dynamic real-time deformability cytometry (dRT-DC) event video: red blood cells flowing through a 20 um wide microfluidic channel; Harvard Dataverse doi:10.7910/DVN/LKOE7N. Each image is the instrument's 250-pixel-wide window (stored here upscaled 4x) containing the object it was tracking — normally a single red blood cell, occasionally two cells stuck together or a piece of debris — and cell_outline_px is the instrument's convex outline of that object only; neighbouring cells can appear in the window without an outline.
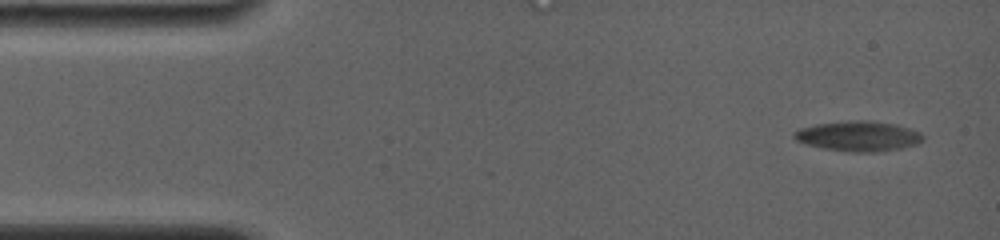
{"species": "common noctule bat (a hibernating species)", "species_latin": "Nyctalus noctula", "temperature_condition": "room temperature", "stored_images_in_passage": 6, "camera_frame_rate_fps": 4000, "um_per_image_px": 0.085, "animal": {"sex": "female", "body_mass_g": 19.0, "forearm_length_mm": 56.7}, "frame": {"image": 1, "passage_image": 1, "time_ms": 0.0, "image_size_px": [1000, 240], "cell_outline_px": [[924, 140], [916, 144], [900, 148], [876, 152], [852, 152], [824, 148], [808, 144], [796, 140], [792, 136], [792, 132], [800, 128], [816, 124], [848, 120], [864, 120], [896, 124], [920, 132], [924, 136]], "centroid_in_image_um": [72.95, 11.56], "position_along_channel_um": 12.0, "area_um2": 22.54}}
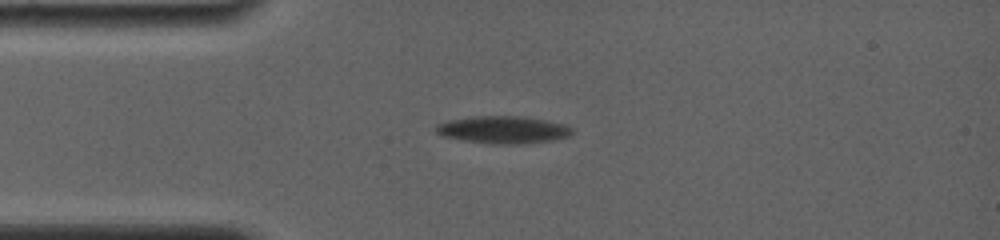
{"frame": {"image": 2, "passage_image": 5, "time_ms": 3.5, "image_size_px": [1000, 240], "cell_outline_px": [[572, 132], [568, 136], [552, 140], [524, 144], [492, 144], [464, 140], [440, 136], [436, 132], [436, 124], [448, 120], [476, 116], [524, 116], [564, 124], [572, 128]], "centroid_in_image_um": [42.74, 11.03], "position_along_channel_um": 42.3, "area_um2": 21.73}}